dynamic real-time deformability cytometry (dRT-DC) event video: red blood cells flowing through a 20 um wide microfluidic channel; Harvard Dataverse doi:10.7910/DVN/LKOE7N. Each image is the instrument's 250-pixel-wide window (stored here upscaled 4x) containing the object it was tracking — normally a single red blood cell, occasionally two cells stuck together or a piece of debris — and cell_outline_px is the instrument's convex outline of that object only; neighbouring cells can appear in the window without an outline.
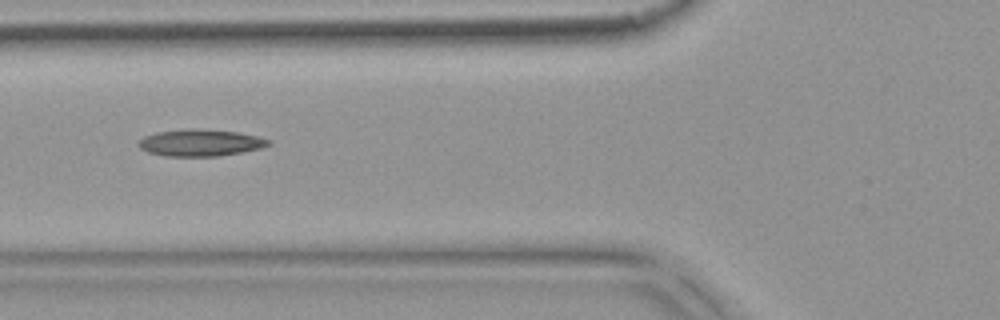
{"species": "common noctule bat (a hibernating species)", "species_latin": "Nyctalus noctula", "temperature_condition": "warm", "stored_images_in_passage": 5, "camera_frame_rate_fps": 3000, "um_per_image_px": 0.085, "animal": {"sex": "female", "body_mass_g": 18.4}, "frame": {"image": 1, "passage_image": 3, "time_ms": 0.667, "image_size_px": [1000, 320], "cell_outline_px": [[272, 144], [260, 148], [240, 152], [216, 156], [164, 156], [148, 152], [140, 148], [136, 144], [144, 136], [156, 132], [188, 128], [192, 128], [236, 132], [256, 136], [268, 140]], "centroid_in_image_um": [16.97, 12.13], "position_along_channel_um": 108.8, "area_um2": 20.11}}